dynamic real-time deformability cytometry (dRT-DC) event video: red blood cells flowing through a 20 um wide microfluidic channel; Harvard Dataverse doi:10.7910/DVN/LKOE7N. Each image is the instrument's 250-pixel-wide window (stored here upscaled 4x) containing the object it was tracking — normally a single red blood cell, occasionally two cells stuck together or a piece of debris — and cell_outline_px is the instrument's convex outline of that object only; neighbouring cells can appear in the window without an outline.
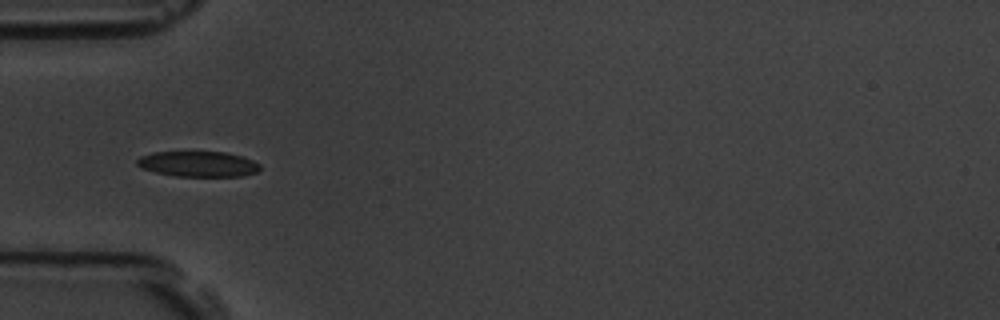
{"species": "common noctule bat (a hibernating species)", "species_latin": "Nyctalus noctula", "temperature_condition": "room temperature", "stored_images_in_passage": 10, "camera_frame_rate_fps": 3000, "um_per_image_px": 0.085, "animal": {"sex": "male", "body_mass_g": 19.5, "forearm_length_mm": 54.6}, "frame": {"image": 1, "passage_image": 4, "time_ms": 1.0, "image_size_px": [1000, 320], "cell_outline_px": [[260, 168], [256, 172], [244, 176], [176, 176], [156, 172], [140, 168], [136, 164], [136, 160], [140, 156], [152, 152], [224, 152], [240, 156], [252, 160], [260, 164]], "centroid_in_image_um": [16.81, 13.94], "position_along_channel_um": 68.2, "area_um2": 18.21}}
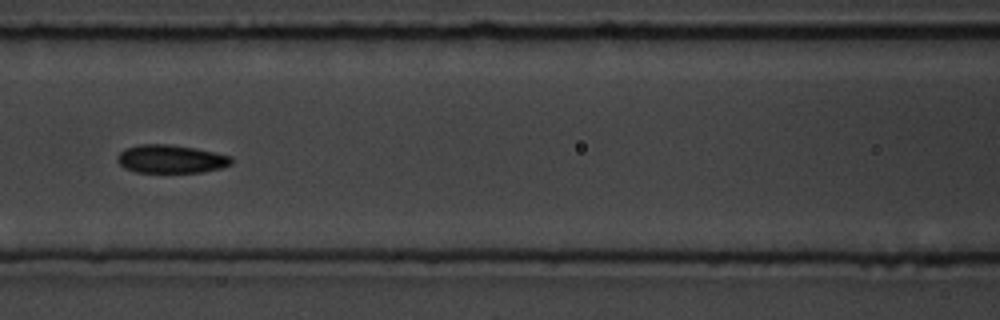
{"frame": {"image": 2, "passage_image": 6, "time_ms": 1.667, "image_size_px": [1000, 320], "cell_outline_px": [[232, 164], [220, 168], [204, 172], [136, 172], [124, 168], [116, 160], [116, 156], [124, 148], [140, 144], [168, 144], [196, 148], [232, 156]], "centroid_in_image_um": [14.51, 13.51], "position_along_channel_um": 152.1, "area_um2": 18.9}}
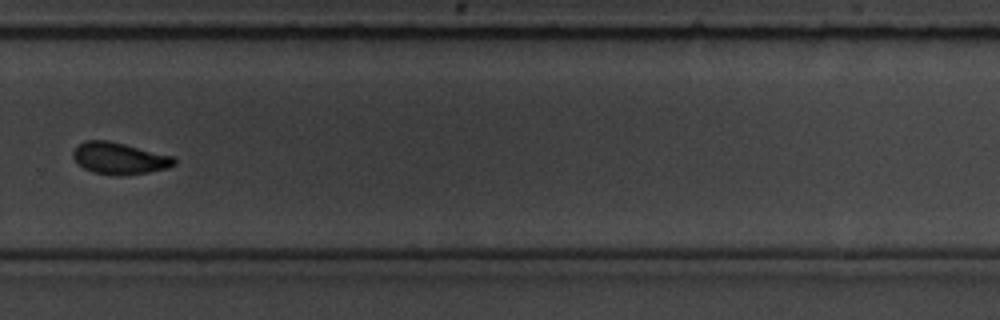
{"frame": {"image": 3, "passage_image": 10, "time_ms": 3.0, "image_size_px": [1000, 320], "cell_outline_px": [[176, 164], [168, 168], [148, 172], [116, 176], [92, 172], [76, 164], [72, 156], [72, 152], [76, 144], [84, 140], [108, 140], [172, 156], [176, 160]], "centroid_in_image_um": [10.08, 13.46], "position_along_channel_um": 319.7, "area_um2": 18.84}}